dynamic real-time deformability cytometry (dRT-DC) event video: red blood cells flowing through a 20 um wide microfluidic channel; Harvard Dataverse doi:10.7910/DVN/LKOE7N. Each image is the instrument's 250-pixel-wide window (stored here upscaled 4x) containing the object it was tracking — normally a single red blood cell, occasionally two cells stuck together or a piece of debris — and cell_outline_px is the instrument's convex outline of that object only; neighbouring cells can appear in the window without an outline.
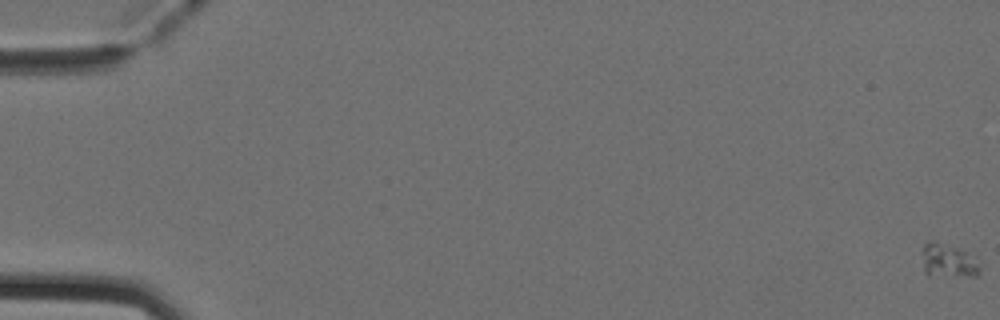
{"species": "Egyptian fruit bat (a non-hibernating species)", "species_latin": "Rousettus aegyptiacus", "temperature_condition": "cold", "stored_images_in_passage": 53, "camera_frame_rate_fps": 3000, "um_per_image_px": 0.085, "animal": {"sex": "female"}, "frame": {"image": 1, "passage_image": 1, "time_ms": 0.0, "image_size_px": [1000, 320], "cell_outline_px": [[980, 272], [976, 276], [928, 276], [924, 272], [924, 244], [928, 240], [936, 240], [956, 248], [964, 252], [980, 268]], "centroid_in_image_um": [80.53, 22.18], "position_along_channel_um": 4.5, "area_um2": 10.92}}